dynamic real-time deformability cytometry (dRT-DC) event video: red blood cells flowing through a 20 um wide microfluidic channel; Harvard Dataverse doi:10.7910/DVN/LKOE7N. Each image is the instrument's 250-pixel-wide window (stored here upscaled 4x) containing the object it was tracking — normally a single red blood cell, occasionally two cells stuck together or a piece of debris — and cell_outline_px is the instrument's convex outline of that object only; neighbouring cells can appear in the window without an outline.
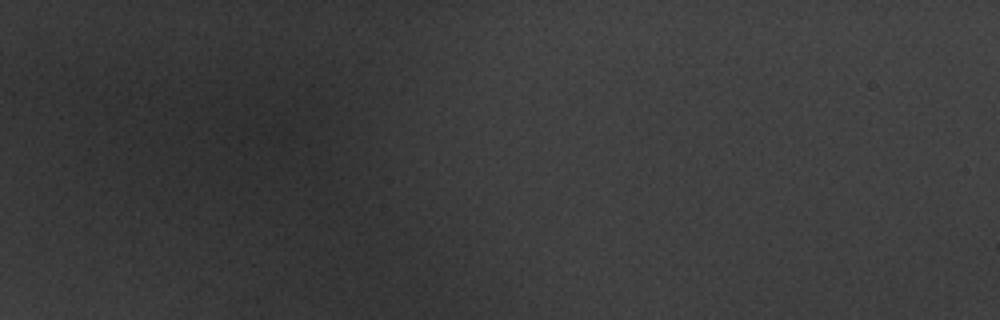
{"species": "common noctule bat (a hibernating species)", "species_latin": "Nyctalus noctula", "temperature_condition": "warm", "stored_images_in_passage": 2, "segment_of_instrument_passage": [1, 2], "camera_frame_rate_fps": 3000, "um_per_image_px": 0.085, "animal": {"sex": "male", "body_mass_g": 20.1, "forearm_length_mm": 53.5}, "frame": {"image": 1, "passage_image": 1, "time_ms": 0.0, "image_size_px": [1000, 320], "cell_outline_px": [[312, 156], [308, 160], [252, 140], [252, 136], [272, 116], [308, 136]], "centroid_in_image_um": [24.11, 11.77], "position_along_channel_um": 60.9, "area_um2": 10.06}}